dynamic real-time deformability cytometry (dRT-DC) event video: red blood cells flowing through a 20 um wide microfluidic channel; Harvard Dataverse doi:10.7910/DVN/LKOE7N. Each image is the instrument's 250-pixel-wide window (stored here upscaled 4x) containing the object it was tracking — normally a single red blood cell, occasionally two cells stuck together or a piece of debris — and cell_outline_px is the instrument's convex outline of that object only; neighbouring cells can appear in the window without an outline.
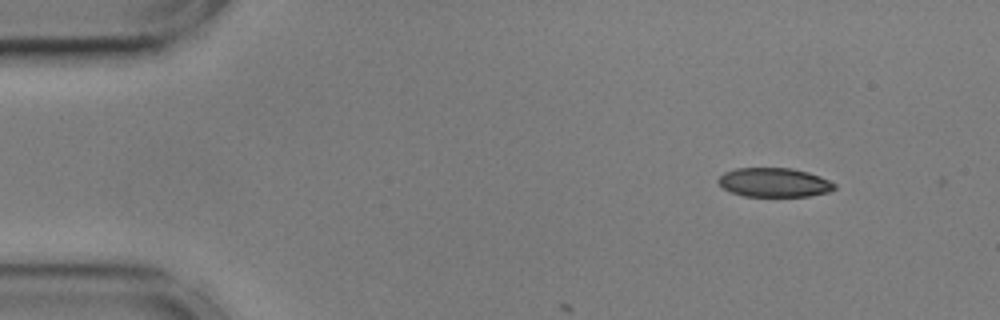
{"species": "common noctule bat (a hibernating species)", "species_latin": "Nyctalus noctula", "temperature_condition": "cold", "stored_images_in_passage": 7, "camera_frame_rate_fps": 3000, "um_per_image_px": 0.085, "animal": {"sex": "male", "body_mass_g": 17.9, "forearm_length_mm": 54.2}, "frame": {"image": 1, "passage_image": 1, "time_ms": 0.0, "image_size_px": [1000, 320], "cell_outline_px": [[836, 188], [828, 192], [808, 196], [744, 196], [732, 192], [724, 188], [716, 180], [724, 172], [736, 168], [792, 168], [808, 172], [820, 176], [836, 184]], "centroid_in_image_um": [65.81, 15.5], "position_along_channel_um": 19.2, "area_um2": 19.65}}